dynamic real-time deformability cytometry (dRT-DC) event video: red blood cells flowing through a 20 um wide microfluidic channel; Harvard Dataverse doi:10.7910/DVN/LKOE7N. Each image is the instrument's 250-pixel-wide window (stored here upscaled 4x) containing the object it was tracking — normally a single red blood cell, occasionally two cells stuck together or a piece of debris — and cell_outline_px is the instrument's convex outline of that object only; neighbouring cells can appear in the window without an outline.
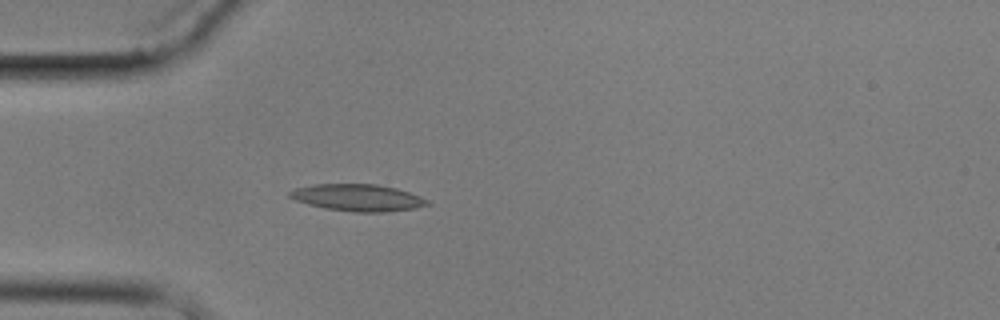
{"species": "common noctule bat (a hibernating species)", "species_latin": "Nyctalus noctula", "temperature_condition": "cold", "stored_images_in_passage": 5, "camera_frame_rate_fps": 3000, "um_per_image_px": 0.085, "animal": {"sex": "male", "body_mass_g": 17.9}, "frame": {"image": 1, "passage_image": 5, "time_ms": 5.0, "image_size_px": [1000, 320], "cell_outline_px": [[432, 204], [416, 208], [384, 212], [352, 212], [324, 208], [308, 204], [296, 200], [288, 196], [288, 192], [296, 188], [316, 184], [376, 184], [396, 188], [420, 196], [428, 200]], "centroid_in_image_um": [30.43, 16.8], "position_along_channel_um": 54.6, "area_um2": 21.56}}